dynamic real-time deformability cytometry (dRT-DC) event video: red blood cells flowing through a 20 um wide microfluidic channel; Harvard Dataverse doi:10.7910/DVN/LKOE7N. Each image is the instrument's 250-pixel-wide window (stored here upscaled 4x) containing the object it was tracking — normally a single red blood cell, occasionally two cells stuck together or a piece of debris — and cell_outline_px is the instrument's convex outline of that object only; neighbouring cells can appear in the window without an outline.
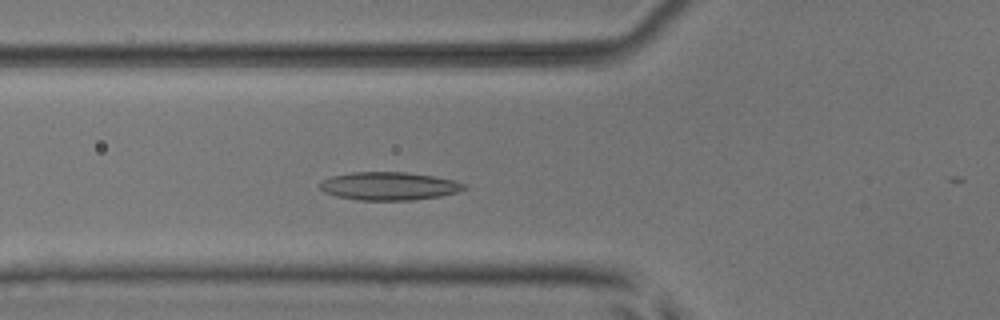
{"species": "common noctule bat (a hibernating species)", "species_latin": "Nyctalus noctula", "temperature_condition": "room temperature", "stored_images_in_passage": 36, "camera_frame_rate_fps": 3000, "um_per_image_px": 0.085, "animal": {"sex": "male", "body_mass_g": 17.9, "forearm_length_mm": 54.2}, "frame": {"image": 1, "passage_image": 10, "time_ms": 3.0, "image_size_px": [1000, 320], "cell_outline_px": [[468, 188], [456, 192], [440, 196], [412, 200], [360, 200], [336, 196], [324, 192], [320, 188], [320, 180], [332, 176], [352, 172], [408, 172], [456, 180], [468, 184]], "centroid_in_image_um": [33.09, 15.81], "position_along_channel_um": 92.7, "area_um2": 23.76}}
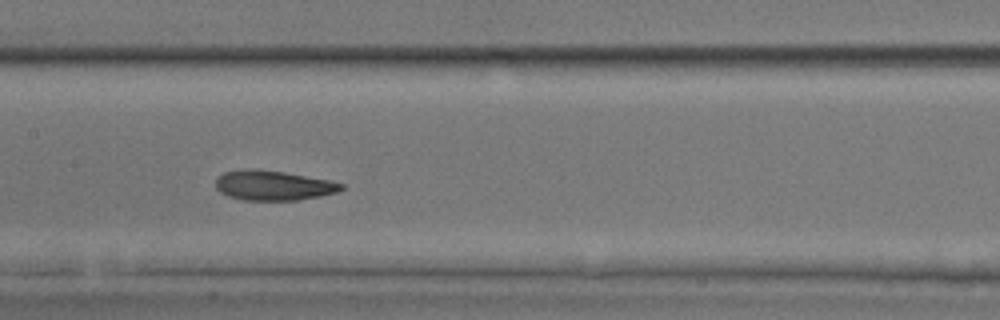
{"frame": {"image": 2, "passage_image": 17, "time_ms": 5.333, "image_size_px": [1000, 320], "cell_outline_px": [[344, 188], [336, 192], [320, 196], [296, 200], [244, 200], [228, 196], [220, 192], [216, 188], [216, 176], [224, 172], [244, 168], [256, 168], [284, 172], [328, 180], [344, 184]], "centroid_in_image_um": [23.18, 15.75], "position_along_channel_um": 184.2, "area_um2": 21.91}}
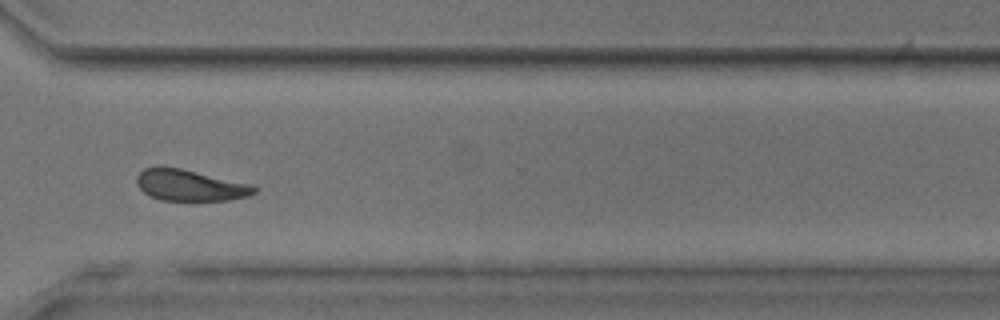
{"frame": {"image": 3, "passage_image": 30, "time_ms": 9.667, "image_size_px": [1000, 320], "cell_outline_px": [[256, 192], [248, 196], [228, 200], [160, 200], [144, 192], [136, 184], [136, 176], [144, 168], [180, 168], [252, 184], [256, 188]], "centroid_in_image_um": [16.17, 15.76], "position_along_channel_um": 354.4, "area_um2": 21.04}, "authors_computed_cell_mechanics": {"area_um2": 21.5594, "velocity_mm_per_s": 3.9267, "shape_relaxation_time_tau1_ms": 4.9999, "shape_relaxation_time_tau2_ms": 2.8569, "deformation_change_tau1": 0.1174, "deformation_change_tau2": 0.0933}}